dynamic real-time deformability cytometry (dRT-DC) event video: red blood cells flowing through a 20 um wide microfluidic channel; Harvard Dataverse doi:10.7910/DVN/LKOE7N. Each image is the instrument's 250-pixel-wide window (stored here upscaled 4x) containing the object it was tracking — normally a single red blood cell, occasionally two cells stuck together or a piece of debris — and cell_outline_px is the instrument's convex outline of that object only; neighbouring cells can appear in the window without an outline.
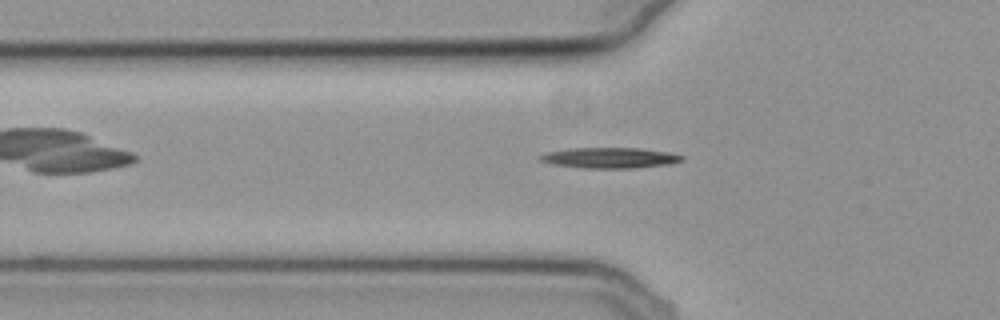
{"species": "common noctule bat (a hibernating species)", "species_latin": "Nyctalus noctula", "temperature_condition": "cold", "stored_images_in_passage": 36, "camera_frame_rate_fps": 3000, "um_per_image_px": 0.085, "animal": {"sex": "female", "body_mass_g": 19.3, "forearm_length_mm": 54.1}, "frame": {"image": 1, "passage_image": 3, "time_ms": 0.667, "image_size_px": [1000, 320], "cell_outline_px": [[684, 160], [668, 164], [632, 168], [584, 168], [552, 164], [540, 160], [540, 156], [548, 152], [572, 148], [636, 148], [668, 152], [684, 156]], "centroid_in_image_um": [51.85, 13.42], "position_along_channel_um": 73.9, "area_um2": 16.76}}
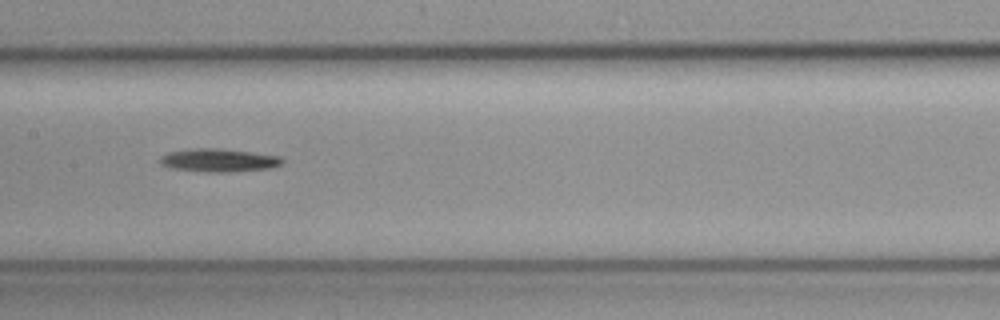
{"frame": {"image": 2, "passage_image": 12, "time_ms": 3.667, "image_size_px": [1000, 320], "cell_outline_px": [[284, 160], [280, 164], [268, 168], [224, 172], [204, 172], [172, 168], [160, 164], [160, 156], [168, 152], [192, 148], [216, 148], [280, 156]], "centroid_in_image_um": [18.52, 13.62], "position_along_channel_um": 188.9, "area_um2": 16.24}}
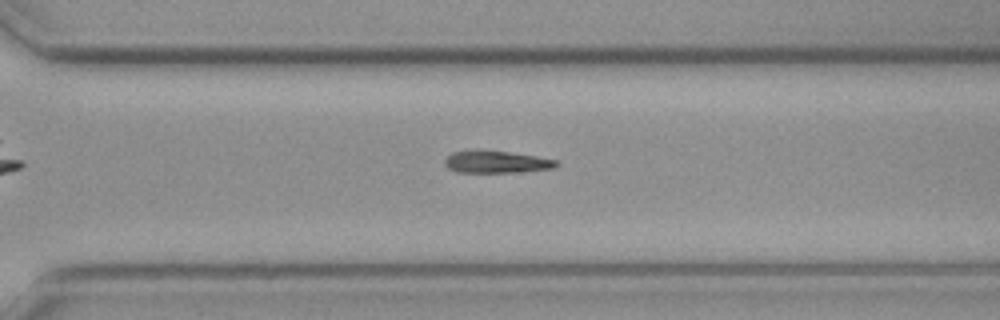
{"frame": {"image": 3, "passage_image": 23, "time_ms": 7.333, "image_size_px": [1000, 320], "cell_outline_px": [[560, 164], [556, 168], [520, 172], [456, 172], [448, 168], [444, 164], [444, 160], [452, 152], [508, 152], [536, 156], [560, 160]], "centroid_in_image_um": [42.29, 13.8], "position_along_channel_um": 328.3, "area_um2": 14.1}}